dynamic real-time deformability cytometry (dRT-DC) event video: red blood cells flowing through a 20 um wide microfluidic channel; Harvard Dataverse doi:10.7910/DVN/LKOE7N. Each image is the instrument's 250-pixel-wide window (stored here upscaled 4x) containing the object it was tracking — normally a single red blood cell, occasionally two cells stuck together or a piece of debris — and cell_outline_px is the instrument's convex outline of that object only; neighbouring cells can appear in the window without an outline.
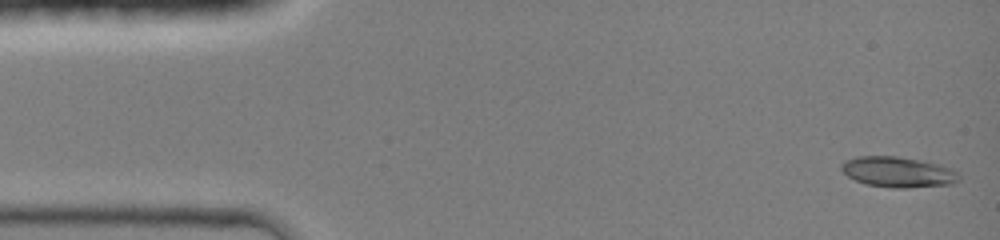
{"species": "common noctule bat (a hibernating species)", "species_latin": "Nyctalus noctula", "temperature_condition": "room temperature", "stored_images_in_passage": 44, "camera_frame_rate_fps": 3000, "um_per_image_px": 0.085, "animal": {"sex": "female", "body_mass_g": 19.0, "forearm_length_mm": 51.5}, "frame": {"image": 1, "passage_image": 1, "time_ms": 0.0, "image_size_px": [1000, 240], "cell_outline_px": [[960, 180], [952, 184], [908, 188], [892, 188], [864, 184], [848, 176], [840, 168], [840, 164], [844, 160], [856, 156], [896, 156], [920, 160], [940, 164], [952, 168], [960, 176]], "centroid_in_image_um": [76.33, 14.62], "position_along_channel_um": 8.7, "area_um2": 21.15}}
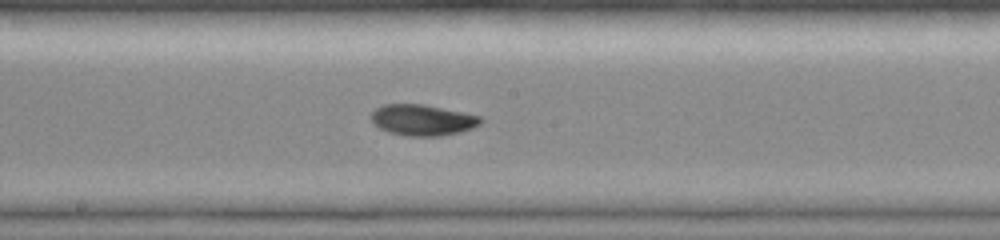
{"frame": {"image": 2, "passage_image": 23, "time_ms": 7.333, "image_size_px": [1000, 240], "cell_outline_px": [[484, 120], [480, 124], [472, 128], [460, 132], [440, 136], [408, 136], [388, 132], [380, 128], [372, 120], [372, 112], [376, 108], [384, 104], [424, 104], [464, 112], [480, 116]], "centroid_in_image_um": [35.95, 10.2], "position_along_channel_um": 212.3, "area_um2": 19.77}}
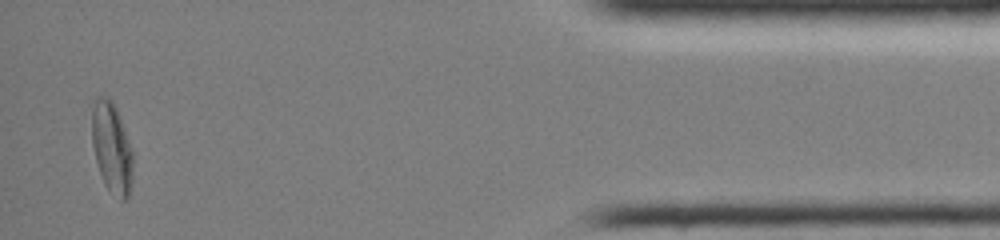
{"frame": {"image": 3, "passage_image": 42, "time_ms": 13.667, "image_size_px": [1000, 240], "cell_outline_px": [[132, 180], [128, 196], [124, 200], [120, 200], [104, 184], [96, 160], [92, 144], [92, 112], [96, 96], [108, 96], [112, 100], [116, 108], [132, 152]], "centroid_in_image_um": [9.48, 12.55], "position_along_channel_um": 425.7, "area_um2": 21.27}, "authors_computed_cell_mechanics": {"area_um2": 19.7098, "velocity_mm_per_s": 4.3153, "shape_relaxation_time_tau1_ms": 3.776, "shape_relaxation_time_tau2_ms": 1.9631, "deformation_change_tau1": 0.1798, "deformation_change_tau2": 0.0521}}